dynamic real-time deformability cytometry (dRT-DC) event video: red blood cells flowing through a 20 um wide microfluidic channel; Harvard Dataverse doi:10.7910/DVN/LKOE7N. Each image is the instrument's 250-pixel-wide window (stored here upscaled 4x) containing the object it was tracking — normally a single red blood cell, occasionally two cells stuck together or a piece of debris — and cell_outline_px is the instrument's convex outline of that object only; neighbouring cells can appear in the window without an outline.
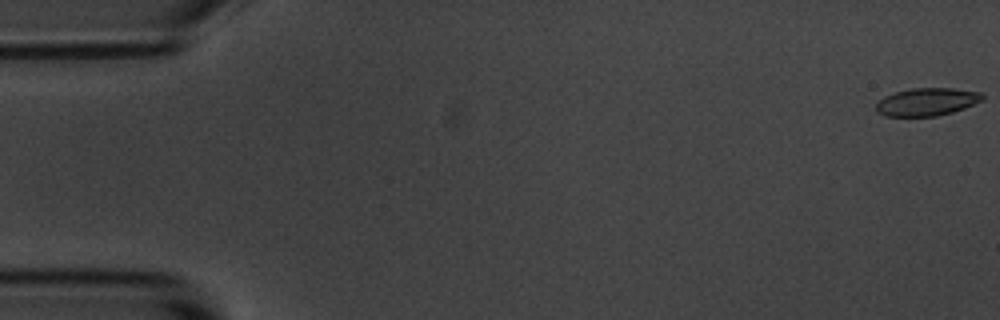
{"species": "common noctule bat (a hibernating species)", "species_latin": "Nyctalus noctula", "temperature_condition": "room temperature", "stored_images_in_passage": 9, "camera_frame_rate_fps": 3000, "um_per_image_px": 0.085, "animal": {"sex": "male", "body_mass_g": 20.1, "forearm_length_mm": 53.5}, "frame": {"image": 1, "passage_image": 1, "time_ms": 0.0, "image_size_px": [1000, 320], "cell_outline_px": [[984, 100], [964, 108], [952, 112], [936, 116], [884, 116], [876, 112], [876, 104], [884, 96], [896, 92], [912, 88], [952, 88], [980, 92], [984, 96]], "centroid_in_image_um": [78.78, 8.66], "position_along_channel_um": 6.2, "area_um2": 17.22}}
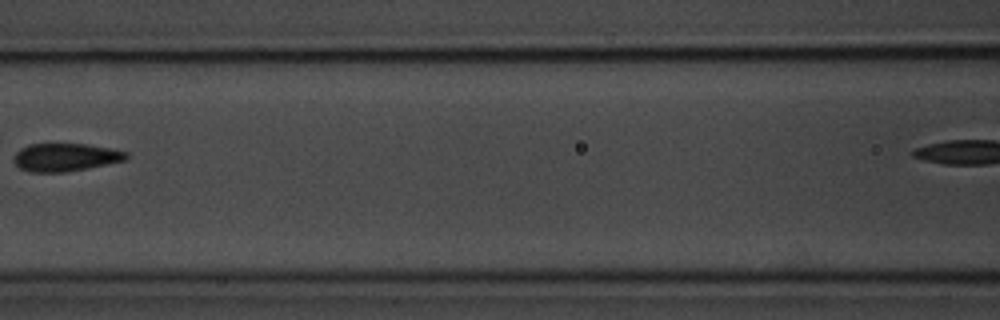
{"frame": {"image": 2, "passage_image": 7, "time_ms": 8.0, "image_size_px": [1000, 320], "cell_outline_px": [[128, 160], [88, 168], [64, 172], [32, 172], [20, 168], [12, 160], [12, 156], [20, 148], [28, 144], [84, 144], [112, 148], [128, 152]], "centroid_in_image_um": [5.57, 13.36], "position_along_channel_um": 161.0, "area_um2": 18.5}}
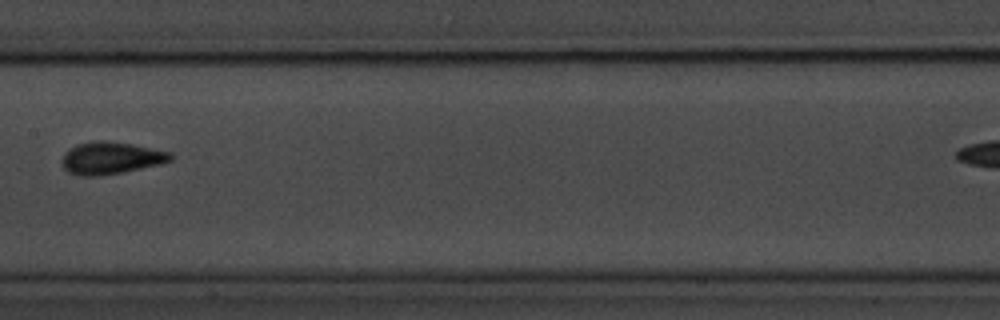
{"frame": {"image": 3, "passage_image": 8, "time_ms": 9.0, "image_size_px": [1000, 320], "cell_outline_px": [[176, 156], [172, 160], [160, 164], [100, 176], [80, 176], [68, 172], [60, 164], [60, 160], [64, 152], [68, 148], [76, 144], [92, 140], [104, 140], [132, 144], [172, 152]], "centroid_in_image_um": [9.39, 13.42], "position_along_channel_um": 198.0, "area_um2": 20.75}}